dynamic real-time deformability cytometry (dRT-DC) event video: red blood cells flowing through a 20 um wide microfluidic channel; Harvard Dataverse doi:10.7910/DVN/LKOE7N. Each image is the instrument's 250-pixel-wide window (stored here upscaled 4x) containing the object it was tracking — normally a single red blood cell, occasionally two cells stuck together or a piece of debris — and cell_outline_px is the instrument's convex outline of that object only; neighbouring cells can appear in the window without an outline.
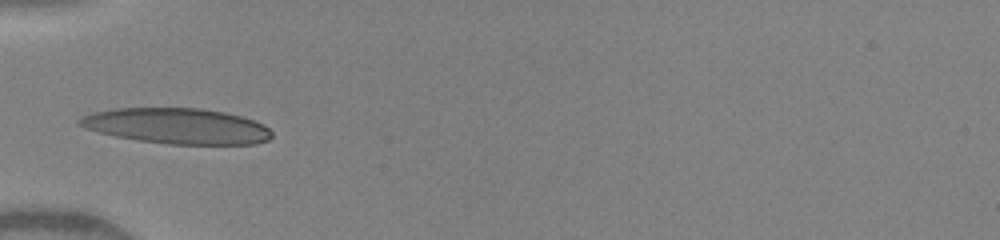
{"species": "human", "species_latin": "Homo sapiens", "temperature_condition": "warm", "stored_images_in_passage": 2, "camera_frame_rate_fps": 3000, "um_per_image_px": 0.085, "donor": {"sex": "female"}, "frame": {"image": 1, "passage_image": 1, "time_ms": 0.0, "image_size_px": [1000, 240], "cell_outline_px": [[272, 136], [268, 140], [256, 144], [168, 144], [140, 140], [116, 136], [84, 128], [76, 124], [76, 120], [80, 116], [92, 112], [112, 108], [200, 108], [224, 112], [240, 116], [264, 124], [272, 132]], "centroid_in_image_um": [15.01, 10.7], "position_along_channel_um": 70.0, "area_um2": 40.0}}